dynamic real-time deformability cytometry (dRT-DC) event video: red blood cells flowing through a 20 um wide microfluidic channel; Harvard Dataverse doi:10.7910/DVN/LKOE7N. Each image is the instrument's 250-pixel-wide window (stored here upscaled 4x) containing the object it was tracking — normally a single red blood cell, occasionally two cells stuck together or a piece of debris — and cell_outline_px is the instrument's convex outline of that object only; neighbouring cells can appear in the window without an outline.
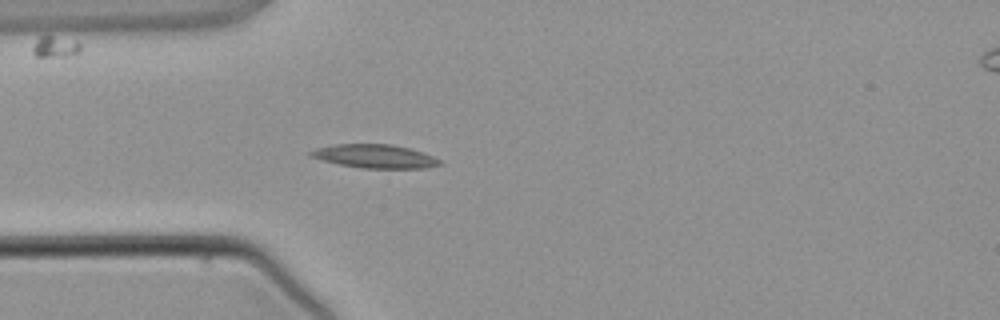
{"species": "common noctule bat (a hibernating species)", "species_latin": "Nyctalus noctula", "temperature_condition": "warm", "stored_images_in_passage": 2, "camera_frame_rate_fps": 3000, "um_per_image_px": 0.085, "animal": {"sex": "male", "body_mass_g": 21.5, "forearm_length_mm": 52.0}, "frame": {"image": 1, "passage_image": 1, "time_ms": 0.0, "image_size_px": [1000, 320], "cell_outline_px": [[444, 164], [428, 168], [364, 168], [340, 164], [308, 156], [308, 152], [316, 148], [336, 144], [392, 144], [412, 148], [424, 152], [444, 160]], "centroid_in_image_um": [31.96, 13.28], "position_along_channel_um": 53.0, "area_um2": 17.98}}